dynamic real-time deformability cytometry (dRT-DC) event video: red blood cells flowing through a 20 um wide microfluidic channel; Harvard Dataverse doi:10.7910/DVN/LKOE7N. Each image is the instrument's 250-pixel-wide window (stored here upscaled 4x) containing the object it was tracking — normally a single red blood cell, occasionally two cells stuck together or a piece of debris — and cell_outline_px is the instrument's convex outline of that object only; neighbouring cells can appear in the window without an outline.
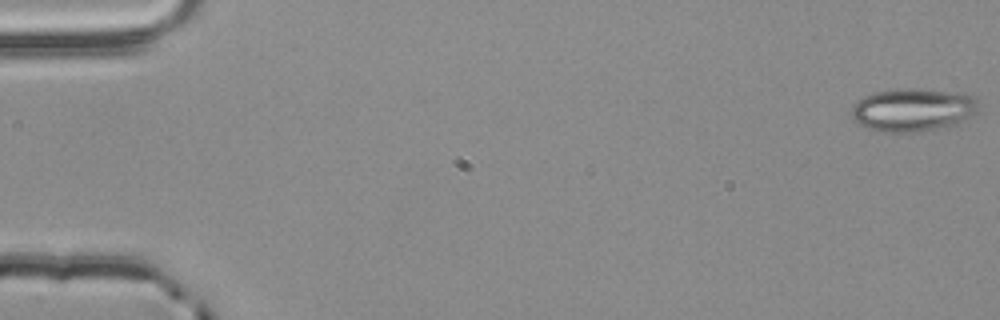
{"species": "common noctule bat (a hibernating species)", "species_latin": "Nyctalus noctula", "temperature_condition": "room temperature", "stored_images_in_passage": 55, "camera_frame_rate_fps": 3000, "um_per_image_px": 0.085, "animal": {"sex": "male", "body_mass_g": 20.4}, "frame": {"image": 1, "passage_image": 1, "time_ms": 0.0, "image_size_px": [1000, 320], "cell_outline_px": [[980, 108], [976, 112], [956, 124], [936, 128], [912, 132], [884, 132], [868, 128], [856, 124], [852, 120], [852, 104], [856, 100], [872, 92], [896, 88], [916, 88], [956, 92], [972, 96], [976, 100]], "centroid_in_image_um": [77.53, 9.31], "position_along_channel_um": 7.5, "area_um2": 32.08}}
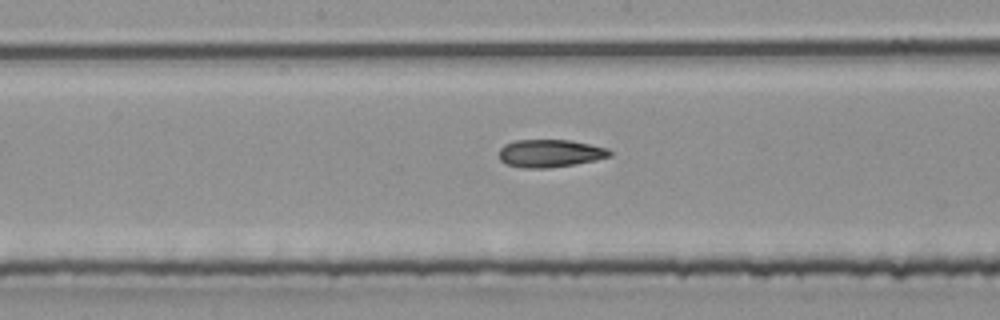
{"frame": {"image": 2, "passage_image": 29, "time_ms": 9.333, "image_size_px": [1000, 320], "cell_outline_px": [[612, 156], [596, 160], [576, 164], [548, 168], [524, 168], [508, 164], [500, 160], [500, 148], [504, 144], [516, 140], [572, 140], [608, 148], [612, 152]], "centroid_in_image_um": [46.79, 13.03], "position_along_channel_um": 201.4, "area_um2": 17.98}}
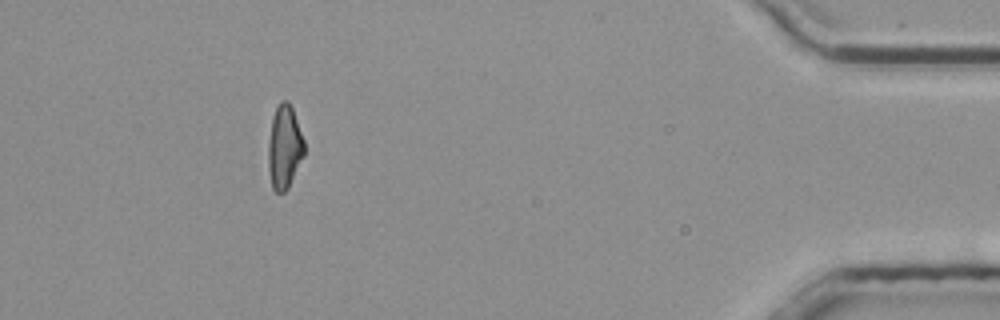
{"frame": {"image": 3, "passage_image": 50, "time_ms": 16.333, "image_size_px": [1000, 320], "cell_outline_px": [[304, 156], [288, 188], [284, 192], [276, 192], [272, 188], [268, 168], [268, 140], [272, 116], [280, 100], [288, 100], [292, 108], [304, 140]], "centroid_in_image_um": [24.16, 12.49], "position_along_channel_um": 411.0, "area_um2": 17.63}, "authors_computed_cell_mechanics": {"area_um2": 18.1492, "velocity_mm_per_s": 3.8808, "shape_relaxation_time_tau1_ms": null, "shape_relaxation_time_tau2_ms": 6.6871, "deformation_change_tau1": null, "deformation_change_tau2": 0.1743}}